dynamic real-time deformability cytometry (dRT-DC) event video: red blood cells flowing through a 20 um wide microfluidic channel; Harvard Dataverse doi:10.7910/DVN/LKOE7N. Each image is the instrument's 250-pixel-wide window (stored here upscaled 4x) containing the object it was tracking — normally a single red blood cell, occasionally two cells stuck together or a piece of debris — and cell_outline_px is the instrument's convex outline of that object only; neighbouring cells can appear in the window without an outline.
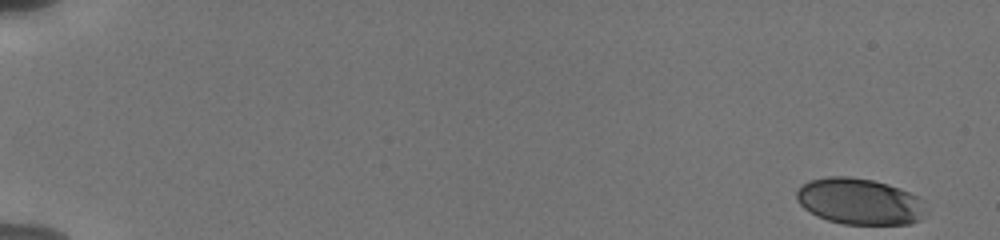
{"species": "human", "species_latin": "Homo sapiens", "temperature_condition": "cold", "stored_images_in_passage": 12, "camera_frame_rate_fps": 3000, "um_per_image_px": 0.085, "donor": {"sex": "male"}, "frame": {"image": 1, "passage_image": 1, "time_ms": 0.0, "image_size_px": [1000, 240], "cell_outline_px": [[928, 212], [920, 220], [908, 224], [844, 224], [828, 220], [816, 216], [804, 208], [796, 200], [796, 192], [800, 184], [808, 180], [828, 176], [848, 176], [872, 180], [888, 184], [900, 188], [920, 196]], "centroid_in_image_um": [73.07, 17.11], "position_along_channel_um": 11.9, "area_um2": 35.37}}